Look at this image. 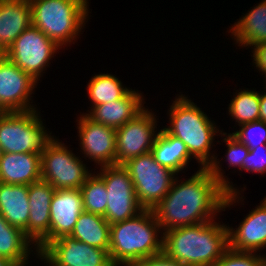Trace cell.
Here are the masks:
<instances>
[{"label":"cell","instance_id":"obj_29","mask_svg":"<svg viewBox=\"0 0 266 266\" xmlns=\"http://www.w3.org/2000/svg\"><path fill=\"white\" fill-rule=\"evenodd\" d=\"M240 129L231 133L249 149L266 144V122L253 121L239 126Z\"/></svg>","mask_w":266,"mask_h":266},{"label":"cell","instance_id":"obj_18","mask_svg":"<svg viewBox=\"0 0 266 266\" xmlns=\"http://www.w3.org/2000/svg\"><path fill=\"white\" fill-rule=\"evenodd\" d=\"M144 96L138 90H130L123 98L102 103L85 113L90 119L114 129L133 120L144 109Z\"/></svg>","mask_w":266,"mask_h":266},{"label":"cell","instance_id":"obj_11","mask_svg":"<svg viewBox=\"0 0 266 266\" xmlns=\"http://www.w3.org/2000/svg\"><path fill=\"white\" fill-rule=\"evenodd\" d=\"M46 266H115L109 251L64 235L49 242L37 256Z\"/></svg>","mask_w":266,"mask_h":266},{"label":"cell","instance_id":"obj_6","mask_svg":"<svg viewBox=\"0 0 266 266\" xmlns=\"http://www.w3.org/2000/svg\"><path fill=\"white\" fill-rule=\"evenodd\" d=\"M42 121L38 109L27 112H0L2 152L41 154L46 144L55 137L51 136Z\"/></svg>","mask_w":266,"mask_h":266},{"label":"cell","instance_id":"obj_23","mask_svg":"<svg viewBox=\"0 0 266 266\" xmlns=\"http://www.w3.org/2000/svg\"><path fill=\"white\" fill-rule=\"evenodd\" d=\"M151 153L159 164L177 175L188 168V164L193 159L186 145L180 139L170 135L164 128L159 130Z\"/></svg>","mask_w":266,"mask_h":266},{"label":"cell","instance_id":"obj_37","mask_svg":"<svg viewBox=\"0 0 266 266\" xmlns=\"http://www.w3.org/2000/svg\"><path fill=\"white\" fill-rule=\"evenodd\" d=\"M5 57V51L0 46V60Z\"/></svg>","mask_w":266,"mask_h":266},{"label":"cell","instance_id":"obj_8","mask_svg":"<svg viewBox=\"0 0 266 266\" xmlns=\"http://www.w3.org/2000/svg\"><path fill=\"white\" fill-rule=\"evenodd\" d=\"M64 142L52 138L41 153V180L55 189H80L92 174Z\"/></svg>","mask_w":266,"mask_h":266},{"label":"cell","instance_id":"obj_4","mask_svg":"<svg viewBox=\"0 0 266 266\" xmlns=\"http://www.w3.org/2000/svg\"><path fill=\"white\" fill-rule=\"evenodd\" d=\"M162 251L163 231L153 210L143 209L135 217L110 225L109 254L115 266H130Z\"/></svg>","mask_w":266,"mask_h":266},{"label":"cell","instance_id":"obj_25","mask_svg":"<svg viewBox=\"0 0 266 266\" xmlns=\"http://www.w3.org/2000/svg\"><path fill=\"white\" fill-rule=\"evenodd\" d=\"M70 235L90 246L109 251L110 224L101 215L82 212Z\"/></svg>","mask_w":266,"mask_h":266},{"label":"cell","instance_id":"obj_34","mask_svg":"<svg viewBox=\"0 0 266 266\" xmlns=\"http://www.w3.org/2000/svg\"><path fill=\"white\" fill-rule=\"evenodd\" d=\"M252 57L253 64L256 66L257 70L262 72H266V42L260 43L252 48Z\"/></svg>","mask_w":266,"mask_h":266},{"label":"cell","instance_id":"obj_21","mask_svg":"<svg viewBox=\"0 0 266 266\" xmlns=\"http://www.w3.org/2000/svg\"><path fill=\"white\" fill-rule=\"evenodd\" d=\"M29 185L0 183V214L12 226L20 228L28 237Z\"/></svg>","mask_w":266,"mask_h":266},{"label":"cell","instance_id":"obj_9","mask_svg":"<svg viewBox=\"0 0 266 266\" xmlns=\"http://www.w3.org/2000/svg\"><path fill=\"white\" fill-rule=\"evenodd\" d=\"M58 49L62 48L31 25L16 38L5 52V56L39 81L44 71L47 70V66L49 67L50 60L57 52H60Z\"/></svg>","mask_w":266,"mask_h":266},{"label":"cell","instance_id":"obj_15","mask_svg":"<svg viewBox=\"0 0 266 266\" xmlns=\"http://www.w3.org/2000/svg\"><path fill=\"white\" fill-rule=\"evenodd\" d=\"M84 205L80 189H56L50 206L49 234L36 246L38 253L51 241L70 235Z\"/></svg>","mask_w":266,"mask_h":266},{"label":"cell","instance_id":"obj_17","mask_svg":"<svg viewBox=\"0 0 266 266\" xmlns=\"http://www.w3.org/2000/svg\"><path fill=\"white\" fill-rule=\"evenodd\" d=\"M55 190L49 182L44 180L29 185L28 238L34 243L33 249L36 256L39 255L36 246L50 231V206Z\"/></svg>","mask_w":266,"mask_h":266},{"label":"cell","instance_id":"obj_3","mask_svg":"<svg viewBox=\"0 0 266 266\" xmlns=\"http://www.w3.org/2000/svg\"><path fill=\"white\" fill-rule=\"evenodd\" d=\"M211 220L163 232V253L184 266H213L229 248L228 226Z\"/></svg>","mask_w":266,"mask_h":266},{"label":"cell","instance_id":"obj_20","mask_svg":"<svg viewBox=\"0 0 266 266\" xmlns=\"http://www.w3.org/2000/svg\"><path fill=\"white\" fill-rule=\"evenodd\" d=\"M31 25L29 0H0V46L5 52Z\"/></svg>","mask_w":266,"mask_h":266},{"label":"cell","instance_id":"obj_26","mask_svg":"<svg viewBox=\"0 0 266 266\" xmlns=\"http://www.w3.org/2000/svg\"><path fill=\"white\" fill-rule=\"evenodd\" d=\"M131 88H127L117 77L108 73H100L90 78L87 93L91 104L90 109L102 103H109L123 98Z\"/></svg>","mask_w":266,"mask_h":266},{"label":"cell","instance_id":"obj_38","mask_svg":"<svg viewBox=\"0 0 266 266\" xmlns=\"http://www.w3.org/2000/svg\"><path fill=\"white\" fill-rule=\"evenodd\" d=\"M263 75H264V76H263ZM261 76H263V77L265 78V79H264V80H265L264 82H265V86H266V72H264ZM265 89H266V87H265Z\"/></svg>","mask_w":266,"mask_h":266},{"label":"cell","instance_id":"obj_7","mask_svg":"<svg viewBox=\"0 0 266 266\" xmlns=\"http://www.w3.org/2000/svg\"><path fill=\"white\" fill-rule=\"evenodd\" d=\"M129 171L136 198L143 209L153 210L169 192L176 173L159 164L151 152L129 159Z\"/></svg>","mask_w":266,"mask_h":266},{"label":"cell","instance_id":"obj_35","mask_svg":"<svg viewBox=\"0 0 266 266\" xmlns=\"http://www.w3.org/2000/svg\"><path fill=\"white\" fill-rule=\"evenodd\" d=\"M259 121L266 122V92H264V94L260 92Z\"/></svg>","mask_w":266,"mask_h":266},{"label":"cell","instance_id":"obj_13","mask_svg":"<svg viewBox=\"0 0 266 266\" xmlns=\"http://www.w3.org/2000/svg\"><path fill=\"white\" fill-rule=\"evenodd\" d=\"M38 83L6 56L2 58L0 60V112H27L37 109L31 99L34 97L33 90Z\"/></svg>","mask_w":266,"mask_h":266},{"label":"cell","instance_id":"obj_2","mask_svg":"<svg viewBox=\"0 0 266 266\" xmlns=\"http://www.w3.org/2000/svg\"><path fill=\"white\" fill-rule=\"evenodd\" d=\"M170 106V110L168 109L170 125L164 129L186 145L189 154L196 159L200 168H208L227 193L240 191L229 182L227 176H224L221 160L211 151L215 135L220 136L223 130H219L215 122L201 110L202 108L186 95L181 94L176 97Z\"/></svg>","mask_w":266,"mask_h":266},{"label":"cell","instance_id":"obj_33","mask_svg":"<svg viewBox=\"0 0 266 266\" xmlns=\"http://www.w3.org/2000/svg\"><path fill=\"white\" fill-rule=\"evenodd\" d=\"M130 266H184L177 260H174L166 256L163 252L148 258H144L141 261L135 262Z\"/></svg>","mask_w":266,"mask_h":266},{"label":"cell","instance_id":"obj_12","mask_svg":"<svg viewBox=\"0 0 266 266\" xmlns=\"http://www.w3.org/2000/svg\"><path fill=\"white\" fill-rule=\"evenodd\" d=\"M152 112L145 108L133 120L116 129V165L151 152L159 134L155 131L158 118Z\"/></svg>","mask_w":266,"mask_h":266},{"label":"cell","instance_id":"obj_36","mask_svg":"<svg viewBox=\"0 0 266 266\" xmlns=\"http://www.w3.org/2000/svg\"><path fill=\"white\" fill-rule=\"evenodd\" d=\"M0 266H16V265L10 260L0 257Z\"/></svg>","mask_w":266,"mask_h":266},{"label":"cell","instance_id":"obj_19","mask_svg":"<svg viewBox=\"0 0 266 266\" xmlns=\"http://www.w3.org/2000/svg\"><path fill=\"white\" fill-rule=\"evenodd\" d=\"M41 180V154L2 153L0 183L30 185Z\"/></svg>","mask_w":266,"mask_h":266},{"label":"cell","instance_id":"obj_28","mask_svg":"<svg viewBox=\"0 0 266 266\" xmlns=\"http://www.w3.org/2000/svg\"><path fill=\"white\" fill-rule=\"evenodd\" d=\"M84 211L105 216L107 207V190L104 180L96 173L87 178L80 188Z\"/></svg>","mask_w":266,"mask_h":266},{"label":"cell","instance_id":"obj_22","mask_svg":"<svg viewBox=\"0 0 266 266\" xmlns=\"http://www.w3.org/2000/svg\"><path fill=\"white\" fill-rule=\"evenodd\" d=\"M250 10L228 32L236 44L239 43L238 46L253 48L266 42V0L260 1Z\"/></svg>","mask_w":266,"mask_h":266},{"label":"cell","instance_id":"obj_31","mask_svg":"<svg viewBox=\"0 0 266 266\" xmlns=\"http://www.w3.org/2000/svg\"><path fill=\"white\" fill-rule=\"evenodd\" d=\"M221 137H225L224 139H222V141L227 145V153L225 154V159L226 162H229L228 167H238L237 169L240 172L243 168L244 159L246 158L250 149L231 133H228L227 135V133L222 132Z\"/></svg>","mask_w":266,"mask_h":266},{"label":"cell","instance_id":"obj_5","mask_svg":"<svg viewBox=\"0 0 266 266\" xmlns=\"http://www.w3.org/2000/svg\"><path fill=\"white\" fill-rule=\"evenodd\" d=\"M32 25L60 48L77 40L88 22V0H29ZM87 20V21H86ZM76 39V40H75Z\"/></svg>","mask_w":266,"mask_h":266},{"label":"cell","instance_id":"obj_24","mask_svg":"<svg viewBox=\"0 0 266 266\" xmlns=\"http://www.w3.org/2000/svg\"><path fill=\"white\" fill-rule=\"evenodd\" d=\"M34 244L23 230L10 225L0 214V257L16 266H26Z\"/></svg>","mask_w":266,"mask_h":266},{"label":"cell","instance_id":"obj_32","mask_svg":"<svg viewBox=\"0 0 266 266\" xmlns=\"http://www.w3.org/2000/svg\"><path fill=\"white\" fill-rule=\"evenodd\" d=\"M243 170L260 175L266 173V144L249 150L241 172Z\"/></svg>","mask_w":266,"mask_h":266},{"label":"cell","instance_id":"obj_1","mask_svg":"<svg viewBox=\"0 0 266 266\" xmlns=\"http://www.w3.org/2000/svg\"><path fill=\"white\" fill-rule=\"evenodd\" d=\"M240 195L239 191L227 193L208 168H199L184 181L175 177L169 192L153 212L165 232L214 220L219 212L240 203L244 197Z\"/></svg>","mask_w":266,"mask_h":266},{"label":"cell","instance_id":"obj_39","mask_svg":"<svg viewBox=\"0 0 266 266\" xmlns=\"http://www.w3.org/2000/svg\"><path fill=\"white\" fill-rule=\"evenodd\" d=\"M2 153H3V152H2V150L0 149V158H1V156H2Z\"/></svg>","mask_w":266,"mask_h":266},{"label":"cell","instance_id":"obj_14","mask_svg":"<svg viewBox=\"0 0 266 266\" xmlns=\"http://www.w3.org/2000/svg\"><path fill=\"white\" fill-rule=\"evenodd\" d=\"M80 150L97 165H116V129L95 122L85 113L77 119Z\"/></svg>","mask_w":266,"mask_h":266},{"label":"cell","instance_id":"obj_30","mask_svg":"<svg viewBox=\"0 0 266 266\" xmlns=\"http://www.w3.org/2000/svg\"><path fill=\"white\" fill-rule=\"evenodd\" d=\"M240 252L228 248L213 266H264L266 254Z\"/></svg>","mask_w":266,"mask_h":266},{"label":"cell","instance_id":"obj_10","mask_svg":"<svg viewBox=\"0 0 266 266\" xmlns=\"http://www.w3.org/2000/svg\"><path fill=\"white\" fill-rule=\"evenodd\" d=\"M97 174L106 186L108 202L104 218L110 225L135 217L143 210L129 171L123 165L102 166Z\"/></svg>","mask_w":266,"mask_h":266},{"label":"cell","instance_id":"obj_16","mask_svg":"<svg viewBox=\"0 0 266 266\" xmlns=\"http://www.w3.org/2000/svg\"><path fill=\"white\" fill-rule=\"evenodd\" d=\"M229 248L240 252H260L266 248V197L251 210L237 228L228 225Z\"/></svg>","mask_w":266,"mask_h":266},{"label":"cell","instance_id":"obj_27","mask_svg":"<svg viewBox=\"0 0 266 266\" xmlns=\"http://www.w3.org/2000/svg\"><path fill=\"white\" fill-rule=\"evenodd\" d=\"M233 94L228 107L229 116L237 125L251 123L259 120L260 92L256 90L241 89Z\"/></svg>","mask_w":266,"mask_h":266}]
</instances>
